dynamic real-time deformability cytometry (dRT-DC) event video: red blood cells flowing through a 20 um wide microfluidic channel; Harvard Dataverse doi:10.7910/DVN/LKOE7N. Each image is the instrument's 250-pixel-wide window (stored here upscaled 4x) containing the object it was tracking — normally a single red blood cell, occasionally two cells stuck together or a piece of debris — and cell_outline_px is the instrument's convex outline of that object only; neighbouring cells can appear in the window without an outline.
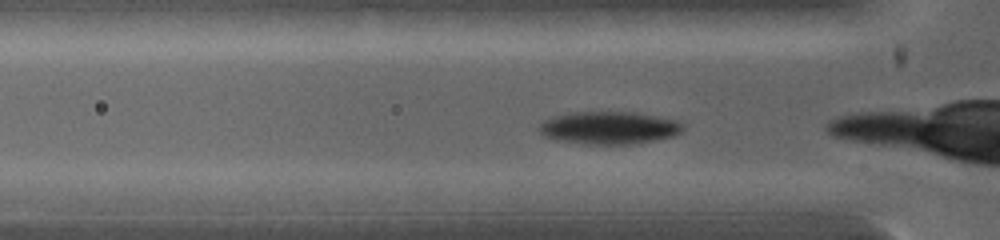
{"species": "common noctule bat (a hibernating species)", "species_latin": "Nyctalus noctula", "temperature_condition": "warm", "stored_images_in_passage": 35, "camera_frame_rate_fps": 5000, "um_per_image_px": 0.085, "animal": {"sex": "female", "body_mass_g": 19.0, "forearm_length_mm": 53.3}, "frame": {"image": 1, "passage_image": 3, "time_ms": 0.2, "image_size_px": [1000, 240], "cell_outline_px": [[684, 128], [676, 136], [632, 144], [584, 144], [556, 140], [544, 136], [540, 132], [540, 124], [544, 120], [568, 112], [636, 112], [676, 120], [684, 124]], "centroid_in_image_um": [51.79, 10.86], "position_along_channel_um": 74.0, "area_um2": 27.4}}
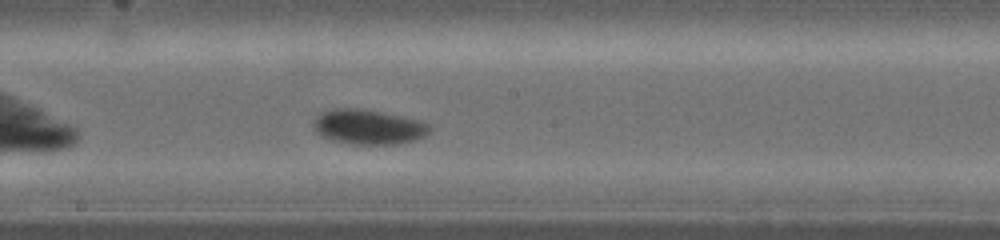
{"frame": {"image": 2, "passage_image": 13, "time_ms": 3.8, "image_size_px": [1000, 240], "cell_outline_px": [[428, 132], [424, 136], [412, 140], [396, 144], [352, 144], [332, 140], [320, 136], [316, 132], [312, 124], [316, 116], [324, 112], [340, 108], [360, 108], [420, 120], [428, 124]], "centroid_in_image_um": [31.26, 10.79], "position_along_channel_um": 216.9, "area_um2": 23.24}}
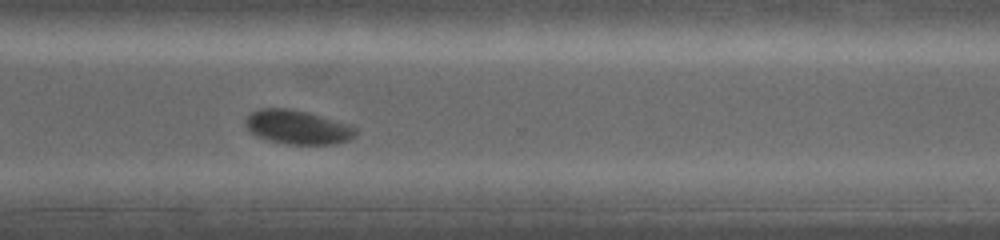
{"frame": {"image": 3, "passage_image": 29, "time_ms": 6.0, "image_size_px": [1000, 240], "cell_outline_px": [[356, 136], [348, 140], [336, 144], [284, 144], [268, 140], [252, 132], [244, 124], [244, 120], [252, 112], [260, 108], [288, 108], [308, 112], [356, 128]], "centroid_in_image_um": [25.27, 10.81], "position_along_channel_um": 345.3, "area_um2": 21.5}}